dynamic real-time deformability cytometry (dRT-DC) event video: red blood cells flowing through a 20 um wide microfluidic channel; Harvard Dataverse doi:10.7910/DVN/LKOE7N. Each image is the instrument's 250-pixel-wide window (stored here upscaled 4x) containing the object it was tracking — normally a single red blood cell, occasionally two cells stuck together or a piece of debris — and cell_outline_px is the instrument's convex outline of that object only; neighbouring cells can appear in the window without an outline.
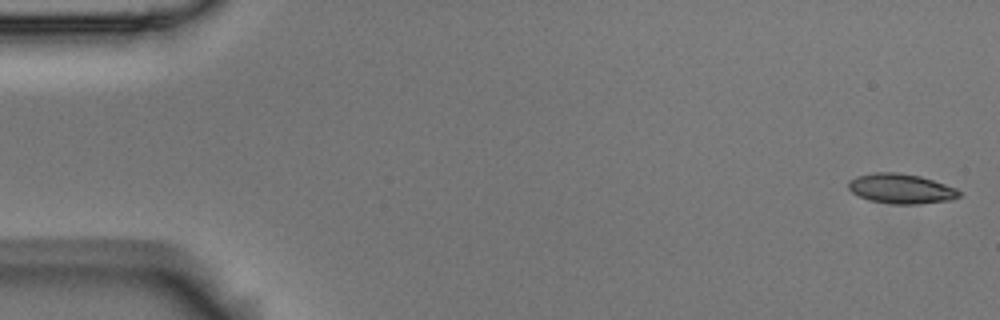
{"species": "Egyptian fruit bat (a non-hibernating species)", "species_latin": "Rousettus aegyptiacus", "temperature_condition": "room temperature", "stored_images_in_passage": 5, "camera_frame_rate_fps": 3000, "um_per_image_px": 0.085, "animal": {"sex": "male"}, "frame": {"image": 1, "passage_image": 1, "time_ms": 0.0, "image_size_px": [1000, 320], "cell_outline_px": [[964, 192], [960, 196], [952, 200], [920, 204], [892, 204], [868, 200], [852, 192], [848, 188], [848, 180], [856, 176], [872, 172], [896, 172], [920, 176], [956, 188]], "centroid_in_image_um": [76.6, 16.04], "position_along_channel_um": 8.4, "area_um2": 19.48}}
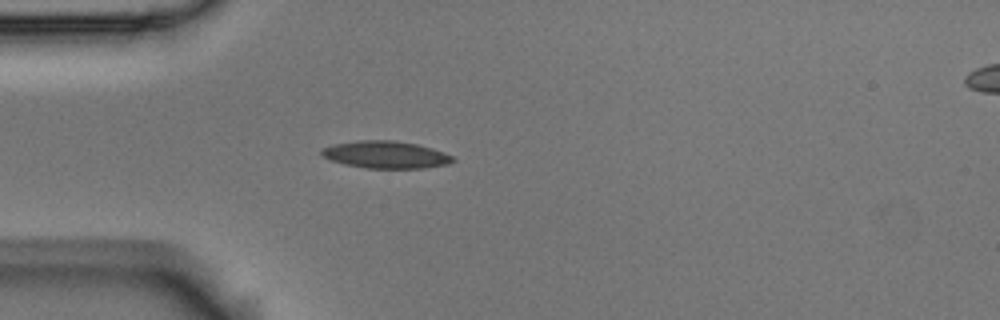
{"frame": {"image": 2, "passage_image": 5, "time_ms": 1.333, "image_size_px": [1000, 320], "cell_outline_px": [[456, 160], [448, 164], [424, 168], [364, 168], [344, 164], [332, 160], [324, 156], [320, 152], [324, 148], [332, 144], [360, 140], [392, 140], [416, 144], [432, 148], [444, 152], [452, 156]], "centroid_in_image_um": [32.81, 13.15], "position_along_channel_um": 52.2, "area_um2": 20.75}}